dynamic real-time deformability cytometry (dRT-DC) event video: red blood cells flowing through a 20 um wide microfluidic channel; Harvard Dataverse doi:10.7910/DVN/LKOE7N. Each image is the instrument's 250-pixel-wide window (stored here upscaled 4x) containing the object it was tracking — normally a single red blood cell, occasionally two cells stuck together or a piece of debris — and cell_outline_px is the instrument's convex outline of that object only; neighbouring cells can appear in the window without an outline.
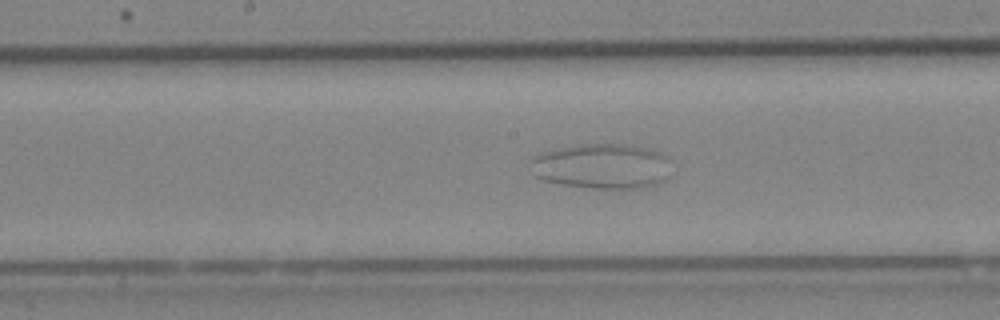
{"species": "Egyptian fruit bat (a non-hibernating species)", "species_latin": "Rousettus aegyptiacus", "temperature_condition": "cold", "stored_images_in_passage": 45, "camera_frame_rate_fps": 3000, "um_per_image_px": 0.085, "animal": {"sex": "female"}, "frame": {"image": 1, "passage_image": 17, "time_ms": 5.333, "image_size_px": [1000, 320], "cell_outline_px": [[672, 176], [664, 180], [640, 188], [592, 188], [560, 184], [544, 180], [536, 176], [532, 160], [536, 156], [544, 152], [556, 148], [580, 144], [624, 144], [644, 148], [660, 152], [668, 156], [672, 160]], "centroid_in_image_um": [51.27, 14.12], "position_along_channel_um": 196.9, "area_um2": 37.11}}
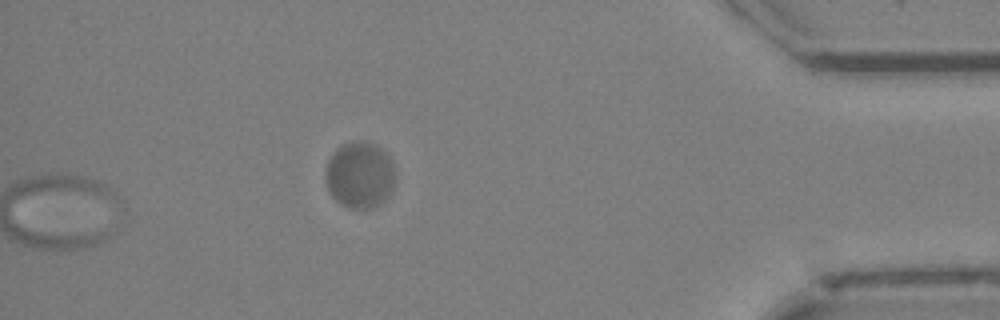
{"frame": {"image": 2, "passage_image": 45, "time_ms": 14.667, "image_size_px": [1000, 320], "cell_outline_px": [[392, 188], [388, 196], [384, 200], [368, 208], [352, 208], [340, 204], [332, 196], [324, 180], [324, 168], [332, 152], [336, 148], [352, 140], [364, 140], [376, 144], [388, 152], [392, 160]], "centroid_in_image_um": [30.53, 14.81], "position_along_channel_um": 404.7, "area_um2": 27.17}}